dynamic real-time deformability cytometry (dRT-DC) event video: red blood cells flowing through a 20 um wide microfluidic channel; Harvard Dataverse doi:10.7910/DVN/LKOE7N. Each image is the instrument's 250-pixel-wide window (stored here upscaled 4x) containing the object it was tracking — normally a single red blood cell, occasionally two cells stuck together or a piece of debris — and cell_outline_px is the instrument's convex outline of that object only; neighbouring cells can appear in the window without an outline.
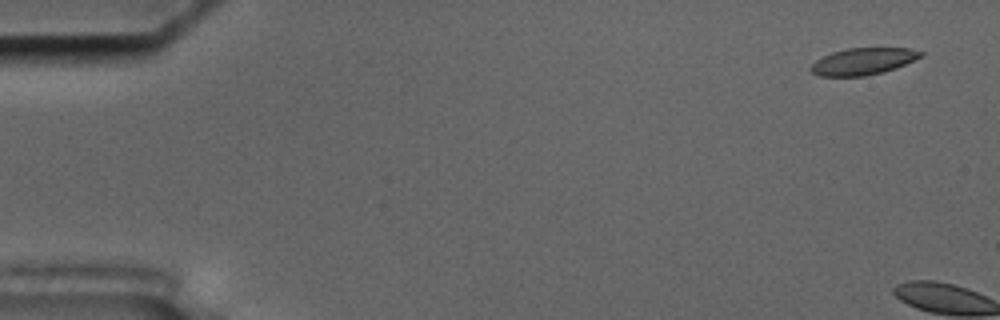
{"species": "common noctule bat (a hibernating species)", "species_latin": "Nyctalus noctula", "temperature_condition": "cold", "stored_images_in_passage": 6, "camera_frame_rate_fps": 3000, "um_per_image_px": 0.085, "animal": {"sex": "male", "body_mass_g": 17.5, "forearm_length_mm": 52.3}, "frame": {"image": 1, "passage_image": 3, "time_ms": 0.667, "image_size_px": [1000, 320], "cell_outline_px": [[924, 56], [896, 68], [884, 72], [864, 76], [820, 76], [812, 72], [808, 68], [816, 60], [832, 52], [848, 48], [908, 48], [924, 52]], "centroid_in_image_um": [73.38, 5.22], "position_along_channel_um": 11.6, "area_um2": 17.22}}